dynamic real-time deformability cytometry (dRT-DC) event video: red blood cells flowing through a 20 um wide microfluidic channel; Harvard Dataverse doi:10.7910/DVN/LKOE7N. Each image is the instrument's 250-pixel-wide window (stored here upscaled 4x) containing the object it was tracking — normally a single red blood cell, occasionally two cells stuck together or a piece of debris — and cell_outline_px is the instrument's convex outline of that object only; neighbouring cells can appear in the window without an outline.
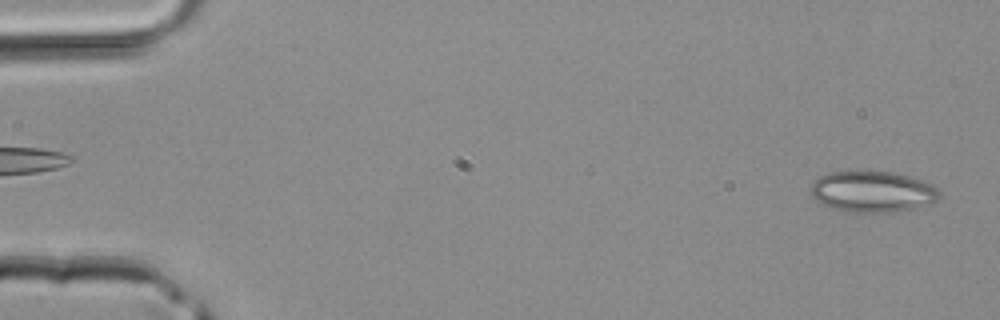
{"species": "common noctule bat (a hibernating species)", "species_latin": "Nyctalus noctula", "temperature_condition": "room temperature", "stored_images_in_passage": 13, "camera_frame_rate_fps": 3000, "um_per_image_px": 0.085, "animal": {"sex": "male", "body_mass_g": 20.4}, "frame": {"image": 1, "passage_image": 1, "time_ms": 0.0, "image_size_px": [1000, 320], "cell_outline_px": [[940, 196], [936, 200], [928, 204], [896, 212], [840, 212], [816, 200], [812, 196], [812, 184], [820, 176], [828, 172], [892, 172], [908, 176], [932, 184], [940, 192]], "centroid_in_image_um": [74.16, 16.3], "position_along_channel_um": 10.8, "area_um2": 30.52}}
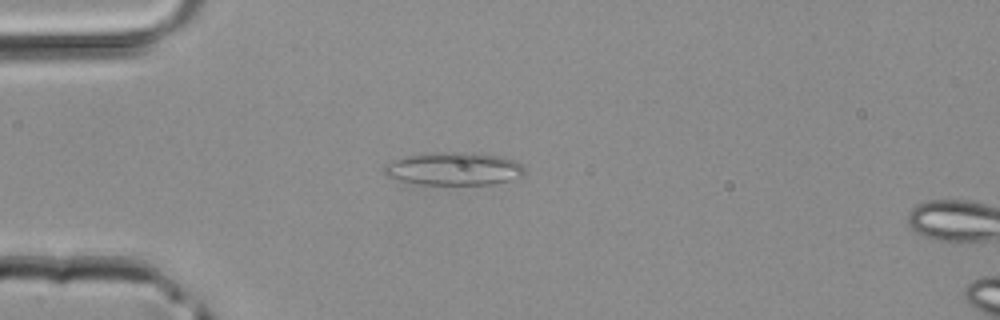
{"frame": {"image": 2, "passage_image": 11, "time_ms": 3.333, "image_size_px": [1000, 320], "cell_outline_px": [[524, 176], [492, 184], [416, 184], [396, 180], [384, 176], [384, 164], [392, 160], [404, 156], [436, 152], [472, 152], [504, 156], [520, 164], [524, 168]], "centroid_in_image_um": [38.52, 14.34], "position_along_channel_um": 46.5, "area_um2": 27.28}}